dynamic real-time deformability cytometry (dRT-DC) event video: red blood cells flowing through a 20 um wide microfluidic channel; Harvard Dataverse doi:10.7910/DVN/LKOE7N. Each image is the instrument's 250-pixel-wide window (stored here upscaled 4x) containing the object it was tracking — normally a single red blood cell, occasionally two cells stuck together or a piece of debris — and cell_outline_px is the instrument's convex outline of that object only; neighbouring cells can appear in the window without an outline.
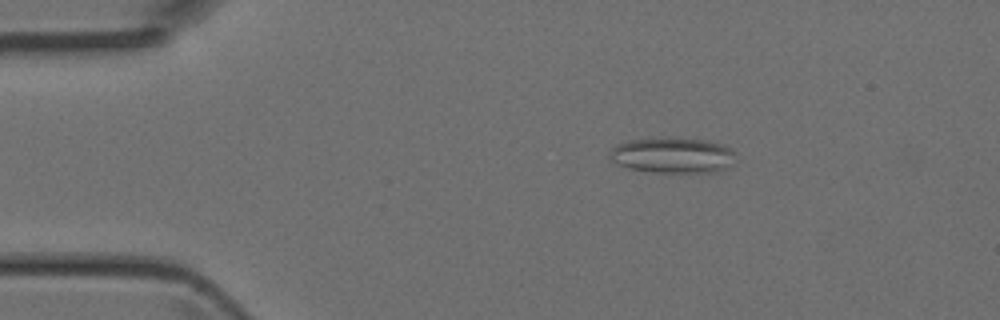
{"species": "Egyptian fruit bat (a non-hibernating species)", "species_latin": "Rousettus aegyptiacus", "temperature_condition": "room temperature", "stored_images_in_passage": 7, "camera_frame_rate_fps": 3000, "um_per_image_px": 0.085, "animal": {"sex": "female"}, "frame": {"image": 1, "passage_image": 3, "time_ms": 0.667, "image_size_px": [1000, 320], "cell_outline_px": [[736, 152], [732, 164], [716, 172], [656, 172], [628, 168], [616, 164], [612, 160], [608, 152], [616, 144], [628, 140], [704, 140], [724, 144], [732, 148]], "centroid_in_image_um": [57.19, 13.23], "position_along_channel_um": 27.8, "area_um2": 25.49}}
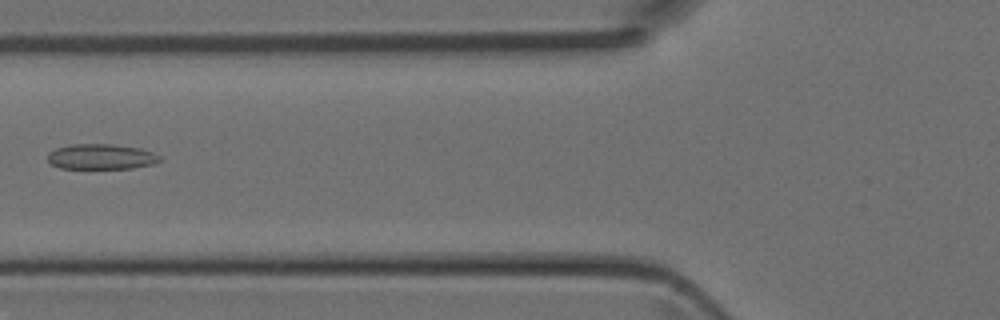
{"frame": {"image": 2, "passage_image": 6, "time_ms": 1.667, "image_size_px": [1000, 320], "cell_outline_px": [[160, 160], [152, 164], [132, 168], [60, 168], [52, 164], [48, 160], [48, 152], [56, 148], [72, 144], [112, 144], [140, 148], [152, 152], [160, 156]], "centroid_in_image_um": [8.58, 13.31], "position_along_channel_um": 117.2, "area_um2": 16.42}}
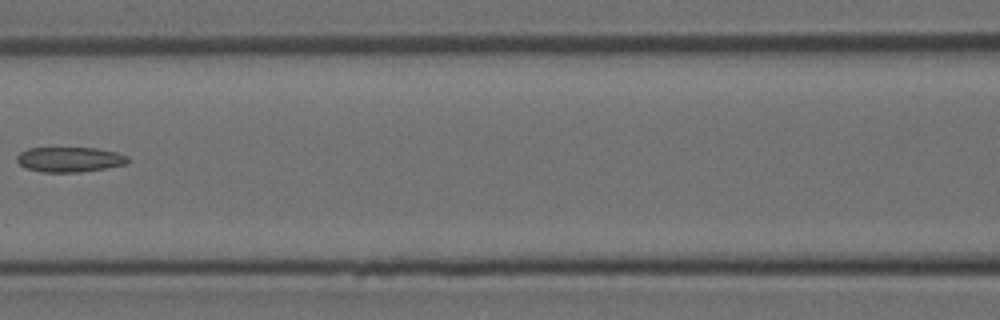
{"frame": {"image": 3, "passage_image": 7, "time_ms": 2.0, "image_size_px": [1000, 320], "cell_outline_px": [[128, 160], [124, 164], [104, 168], [80, 172], [44, 172], [24, 168], [16, 160], [16, 156], [20, 152], [28, 148], [96, 148], [116, 152], [128, 156]], "centroid_in_image_um": [5.87, 13.55], "position_along_channel_um": 160.7, "area_um2": 16.07}}